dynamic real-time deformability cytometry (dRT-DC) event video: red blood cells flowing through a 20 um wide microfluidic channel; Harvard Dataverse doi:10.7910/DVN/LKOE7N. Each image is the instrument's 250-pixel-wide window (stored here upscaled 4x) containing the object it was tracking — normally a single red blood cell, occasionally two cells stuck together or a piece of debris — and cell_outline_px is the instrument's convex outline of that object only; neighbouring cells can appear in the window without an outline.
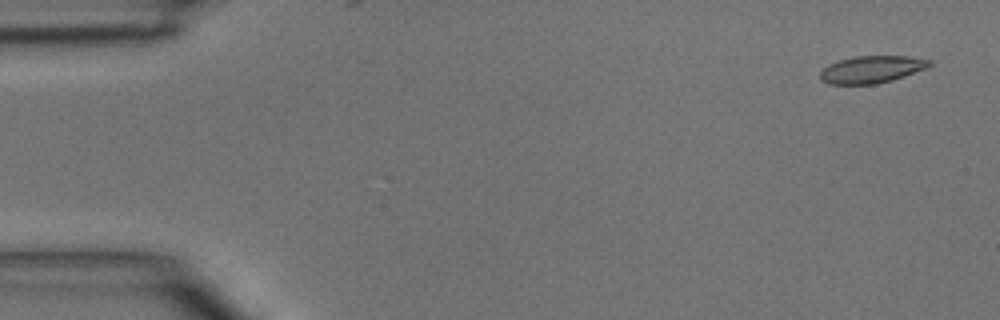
{"species": "common noctule bat (a hibernating species)", "species_latin": "Nyctalus noctula", "temperature_condition": "room temperature", "stored_images_in_passage": 3, "camera_frame_rate_fps": 3000, "um_per_image_px": 0.085, "animal": {"sex": "male", "body_mass_g": 15.6}, "frame": {"image": 1, "passage_image": 1, "time_ms": 0.0, "image_size_px": [1000, 320], "cell_outline_px": [[932, 64], [928, 68], [892, 80], [876, 84], [828, 84], [820, 80], [820, 72], [828, 64], [852, 56], [908, 56], [932, 60]], "centroid_in_image_um": [74.1, 5.9], "position_along_channel_um": 10.9, "area_um2": 17.46}}
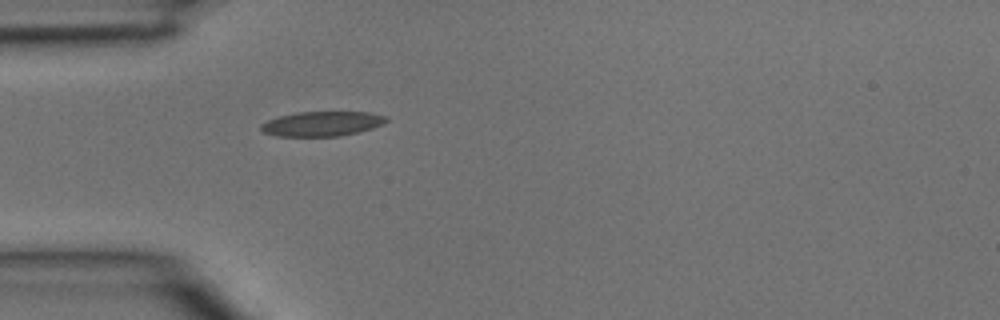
{"frame": {"image": 2, "passage_image": 3, "time_ms": 0.667, "image_size_px": [1000, 320], "cell_outline_px": [[388, 120], [384, 124], [372, 128], [340, 136], [276, 136], [264, 132], [260, 128], [260, 124], [268, 120], [280, 116], [296, 112], [368, 112], [384, 116]], "centroid_in_image_um": [27.35, 10.52], "position_along_channel_um": 57.6, "area_um2": 17.92}}